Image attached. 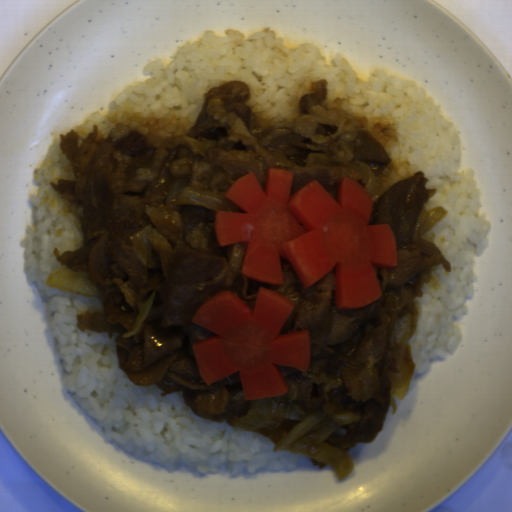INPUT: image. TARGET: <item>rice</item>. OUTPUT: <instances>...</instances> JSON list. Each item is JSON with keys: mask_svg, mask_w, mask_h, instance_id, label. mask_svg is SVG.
I'll return each mask as SVG.
<instances>
[{"mask_svg": "<svg viewBox=\"0 0 512 512\" xmlns=\"http://www.w3.org/2000/svg\"><path fill=\"white\" fill-rule=\"evenodd\" d=\"M146 81L126 87L107 113L93 112L77 127L78 143L97 126L106 139L119 124L140 131L156 148H176L194 127L207 93L231 81L246 82L248 107L254 116L283 128L302 115L300 100L324 79L330 109L349 112L376 139L391 163L375 179L384 191L423 172L426 188L436 190L425 202L429 213L445 215L422 238L435 244L450 264L435 266L414 299L417 329L407 347L413 375L425 374L437 359H449L462 343L457 319L467 315L478 279L474 261L488 243L490 218L479 216L481 201L475 172H461L462 155L455 126L440 114L438 104L417 84L379 69L358 79L343 54L328 64L318 47H287L276 32L254 34L207 30L185 43L167 64L150 61Z\"/></svg>", "mask_w": 512, "mask_h": 512, "instance_id": "1", "label": "rice"}, {"mask_svg": "<svg viewBox=\"0 0 512 512\" xmlns=\"http://www.w3.org/2000/svg\"><path fill=\"white\" fill-rule=\"evenodd\" d=\"M37 194L30 193L35 226L26 225L20 240L22 271L46 302L45 316L51 345L59 357L60 381L65 392L114 440L140 461L167 469L182 463L198 474L245 470L293 472L306 454L274 451L277 444L261 433L204 419L183 401L182 392L163 393L156 386H137L119 365L115 331L78 329L77 315L102 313V292L82 297L47 286L54 270L72 271L60 264L64 251L84 244L82 223L70 212L53 182L76 180L73 166L56 138L41 165L33 171ZM73 272V271H72Z\"/></svg>", "mask_w": 512, "mask_h": 512, "instance_id": "2", "label": "rice"}]
</instances>
